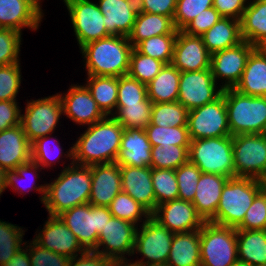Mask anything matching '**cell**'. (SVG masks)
<instances>
[{
    "label": "cell",
    "mask_w": 266,
    "mask_h": 266,
    "mask_svg": "<svg viewBox=\"0 0 266 266\" xmlns=\"http://www.w3.org/2000/svg\"><path fill=\"white\" fill-rule=\"evenodd\" d=\"M26 249V250H25ZM20 248L16 254L2 266H31V260L28 254V247Z\"/></svg>",
    "instance_id": "59"
},
{
    "label": "cell",
    "mask_w": 266,
    "mask_h": 266,
    "mask_svg": "<svg viewBox=\"0 0 266 266\" xmlns=\"http://www.w3.org/2000/svg\"><path fill=\"white\" fill-rule=\"evenodd\" d=\"M59 217L76 236L85 251H94L98 243V235L112 214L108 207L85 203L63 212Z\"/></svg>",
    "instance_id": "8"
},
{
    "label": "cell",
    "mask_w": 266,
    "mask_h": 266,
    "mask_svg": "<svg viewBox=\"0 0 266 266\" xmlns=\"http://www.w3.org/2000/svg\"><path fill=\"white\" fill-rule=\"evenodd\" d=\"M231 136L266 134V97L223 90Z\"/></svg>",
    "instance_id": "5"
},
{
    "label": "cell",
    "mask_w": 266,
    "mask_h": 266,
    "mask_svg": "<svg viewBox=\"0 0 266 266\" xmlns=\"http://www.w3.org/2000/svg\"><path fill=\"white\" fill-rule=\"evenodd\" d=\"M216 83L211 69L181 72L178 102L188 111L212 102L223 92Z\"/></svg>",
    "instance_id": "14"
},
{
    "label": "cell",
    "mask_w": 266,
    "mask_h": 266,
    "mask_svg": "<svg viewBox=\"0 0 266 266\" xmlns=\"http://www.w3.org/2000/svg\"><path fill=\"white\" fill-rule=\"evenodd\" d=\"M64 3L69 11L80 49L90 42L110 36L98 3L90 0H66Z\"/></svg>",
    "instance_id": "13"
},
{
    "label": "cell",
    "mask_w": 266,
    "mask_h": 266,
    "mask_svg": "<svg viewBox=\"0 0 266 266\" xmlns=\"http://www.w3.org/2000/svg\"><path fill=\"white\" fill-rule=\"evenodd\" d=\"M236 230H266V192L263 189L255 196Z\"/></svg>",
    "instance_id": "47"
},
{
    "label": "cell",
    "mask_w": 266,
    "mask_h": 266,
    "mask_svg": "<svg viewBox=\"0 0 266 266\" xmlns=\"http://www.w3.org/2000/svg\"><path fill=\"white\" fill-rule=\"evenodd\" d=\"M41 5L36 0H0V28L37 30L43 17Z\"/></svg>",
    "instance_id": "20"
},
{
    "label": "cell",
    "mask_w": 266,
    "mask_h": 266,
    "mask_svg": "<svg viewBox=\"0 0 266 266\" xmlns=\"http://www.w3.org/2000/svg\"><path fill=\"white\" fill-rule=\"evenodd\" d=\"M172 64L180 72L211 69V53L206 49L201 36L178 31Z\"/></svg>",
    "instance_id": "18"
},
{
    "label": "cell",
    "mask_w": 266,
    "mask_h": 266,
    "mask_svg": "<svg viewBox=\"0 0 266 266\" xmlns=\"http://www.w3.org/2000/svg\"><path fill=\"white\" fill-rule=\"evenodd\" d=\"M81 257L70 259L68 266H107L108 258L94 251H85L80 254Z\"/></svg>",
    "instance_id": "58"
},
{
    "label": "cell",
    "mask_w": 266,
    "mask_h": 266,
    "mask_svg": "<svg viewBox=\"0 0 266 266\" xmlns=\"http://www.w3.org/2000/svg\"><path fill=\"white\" fill-rule=\"evenodd\" d=\"M98 3L106 31L128 37L138 13L137 0H98Z\"/></svg>",
    "instance_id": "24"
},
{
    "label": "cell",
    "mask_w": 266,
    "mask_h": 266,
    "mask_svg": "<svg viewBox=\"0 0 266 266\" xmlns=\"http://www.w3.org/2000/svg\"><path fill=\"white\" fill-rule=\"evenodd\" d=\"M49 136H44V137H40L38 139H36L35 141H33L31 143V160H33L36 164H38L41 168L40 169H44L43 167H48V166H52V163H55L54 161H56V159H54V156H52L57 150L56 154V158L59 160L60 156H62V149L59 148L60 146H55L53 147L50 145L49 143ZM52 147H50V146ZM52 149H54V151H52ZM59 151V152H58ZM58 156V157H57ZM54 159V160H53Z\"/></svg>",
    "instance_id": "53"
},
{
    "label": "cell",
    "mask_w": 266,
    "mask_h": 266,
    "mask_svg": "<svg viewBox=\"0 0 266 266\" xmlns=\"http://www.w3.org/2000/svg\"><path fill=\"white\" fill-rule=\"evenodd\" d=\"M190 146H152L151 168L176 170L189 161Z\"/></svg>",
    "instance_id": "39"
},
{
    "label": "cell",
    "mask_w": 266,
    "mask_h": 266,
    "mask_svg": "<svg viewBox=\"0 0 266 266\" xmlns=\"http://www.w3.org/2000/svg\"><path fill=\"white\" fill-rule=\"evenodd\" d=\"M39 167L40 166L38 164H36L33 160H30L27 163H24V164L19 165L15 170L7 171L6 186L7 187H9V186L12 187V189H14L15 191L18 190L19 187H20V189L17 191V192L20 193L21 192L20 190H23V188L25 190V188H27V187H23L22 185H18L19 181H23L24 180L23 177L26 178V176H28L29 174H31V176H32V174H34V173H35L34 174L35 175L34 177L39 178L38 174L36 173L37 172L36 170H38ZM25 180H27V179H25ZM32 182H29V184L32 183V184H30L32 186H30L28 188H30L32 190L34 188L36 191H39L40 193H42V196H41L40 200L43 203L44 202V199H45V195H46V184L45 185H40V186L36 187L34 185L35 182L34 181H32ZM15 183H17V184H15ZM16 185H18V186H16ZM21 186H22V189H21Z\"/></svg>",
    "instance_id": "51"
},
{
    "label": "cell",
    "mask_w": 266,
    "mask_h": 266,
    "mask_svg": "<svg viewBox=\"0 0 266 266\" xmlns=\"http://www.w3.org/2000/svg\"><path fill=\"white\" fill-rule=\"evenodd\" d=\"M152 185L157 206L178 199V183L173 169L152 168Z\"/></svg>",
    "instance_id": "43"
},
{
    "label": "cell",
    "mask_w": 266,
    "mask_h": 266,
    "mask_svg": "<svg viewBox=\"0 0 266 266\" xmlns=\"http://www.w3.org/2000/svg\"><path fill=\"white\" fill-rule=\"evenodd\" d=\"M164 34H178L173 17L138 11L128 39L131 45L135 47L144 39Z\"/></svg>",
    "instance_id": "31"
},
{
    "label": "cell",
    "mask_w": 266,
    "mask_h": 266,
    "mask_svg": "<svg viewBox=\"0 0 266 266\" xmlns=\"http://www.w3.org/2000/svg\"><path fill=\"white\" fill-rule=\"evenodd\" d=\"M141 225V230L139 231L138 227L136 230L132 255L140 253L146 261L141 259L136 262L141 266L166 265L174 233L160 225L151 216L143 220Z\"/></svg>",
    "instance_id": "10"
},
{
    "label": "cell",
    "mask_w": 266,
    "mask_h": 266,
    "mask_svg": "<svg viewBox=\"0 0 266 266\" xmlns=\"http://www.w3.org/2000/svg\"><path fill=\"white\" fill-rule=\"evenodd\" d=\"M85 85L98 107L106 116H112L117 105L118 77L88 75Z\"/></svg>",
    "instance_id": "35"
},
{
    "label": "cell",
    "mask_w": 266,
    "mask_h": 266,
    "mask_svg": "<svg viewBox=\"0 0 266 266\" xmlns=\"http://www.w3.org/2000/svg\"><path fill=\"white\" fill-rule=\"evenodd\" d=\"M16 101H0V131L20 124L21 110Z\"/></svg>",
    "instance_id": "56"
},
{
    "label": "cell",
    "mask_w": 266,
    "mask_h": 266,
    "mask_svg": "<svg viewBox=\"0 0 266 266\" xmlns=\"http://www.w3.org/2000/svg\"><path fill=\"white\" fill-rule=\"evenodd\" d=\"M189 161L202 173L235 178L233 137L223 136L191 140Z\"/></svg>",
    "instance_id": "6"
},
{
    "label": "cell",
    "mask_w": 266,
    "mask_h": 266,
    "mask_svg": "<svg viewBox=\"0 0 266 266\" xmlns=\"http://www.w3.org/2000/svg\"><path fill=\"white\" fill-rule=\"evenodd\" d=\"M53 182L46 184L44 206L51 216L85 203L91 194V166L70 163Z\"/></svg>",
    "instance_id": "2"
},
{
    "label": "cell",
    "mask_w": 266,
    "mask_h": 266,
    "mask_svg": "<svg viewBox=\"0 0 266 266\" xmlns=\"http://www.w3.org/2000/svg\"><path fill=\"white\" fill-rule=\"evenodd\" d=\"M21 33L0 28V66L19 63Z\"/></svg>",
    "instance_id": "50"
},
{
    "label": "cell",
    "mask_w": 266,
    "mask_h": 266,
    "mask_svg": "<svg viewBox=\"0 0 266 266\" xmlns=\"http://www.w3.org/2000/svg\"><path fill=\"white\" fill-rule=\"evenodd\" d=\"M167 266H201L200 229L174 233Z\"/></svg>",
    "instance_id": "29"
},
{
    "label": "cell",
    "mask_w": 266,
    "mask_h": 266,
    "mask_svg": "<svg viewBox=\"0 0 266 266\" xmlns=\"http://www.w3.org/2000/svg\"><path fill=\"white\" fill-rule=\"evenodd\" d=\"M228 179L219 174H201L192 204L205 222H208L216 214L223 186Z\"/></svg>",
    "instance_id": "27"
},
{
    "label": "cell",
    "mask_w": 266,
    "mask_h": 266,
    "mask_svg": "<svg viewBox=\"0 0 266 266\" xmlns=\"http://www.w3.org/2000/svg\"><path fill=\"white\" fill-rule=\"evenodd\" d=\"M188 110L178 101L153 103L151 124L162 127L187 126Z\"/></svg>",
    "instance_id": "38"
},
{
    "label": "cell",
    "mask_w": 266,
    "mask_h": 266,
    "mask_svg": "<svg viewBox=\"0 0 266 266\" xmlns=\"http://www.w3.org/2000/svg\"><path fill=\"white\" fill-rule=\"evenodd\" d=\"M261 48L266 52V42L261 46Z\"/></svg>",
    "instance_id": "64"
},
{
    "label": "cell",
    "mask_w": 266,
    "mask_h": 266,
    "mask_svg": "<svg viewBox=\"0 0 266 266\" xmlns=\"http://www.w3.org/2000/svg\"><path fill=\"white\" fill-rule=\"evenodd\" d=\"M108 208L113 217L126 220L136 226L142 220V215L145 219L151 216L141 204L122 191L115 196Z\"/></svg>",
    "instance_id": "42"
},
{
    "label": "cell",
    "mask_w": 266,
    "mask_h": 266,
    "mask_svg": "<svg viewBox=\"0 0 266 266\" xmlns=\"http://www.w3.org/2000/svg\"><path fill=\"white\" fill-rule=\"evenodd\" d=\"M29 243L28 254L31 266H68L70 258L53 251L47 250L34 240Z\"/></svg>",
    "instance_id": "52"
},
{
    "label": "cell",
    "mask_w": 266,
    "mask_h": 266,
    "mask_svg": "<svg viewBox=\"0 0 266 266\" xmlns=\"http://www.w3.org/2000/svg\"><path fill=\"white\" fill-rule=\"evenodd\" d=\"M235 177L262 180L266 176V134L233 136Z\"/></svg>",
    "instance_id": "9"
},
{
    "label": "cell",
    "mask_w": 266,
    "mask_h": 266,
    "mask_svg": "<svg viewBox=\"0 0 266 266\" xmlns=\"http://www.w3.org/2000/svg\"><path fill=\"white\" fill-rule=\"evenodd\" d=\"M133 48L128 37L117 35L84 45L80 50L85 59L87 75L120 77L128 74Z\"/></svg>",
    "instance_id": "3"
},
{
    "label": "cell",
    "mask_w": 266,
    "mask_h": 266,
    "mask_svg": "<svg viewBox=\"0 0 266 266\" xmlns=\"http://www.w3.org/2000/svg\"><path fill=\"white\" fill-rule=\"evenodd\" d=\"M221 18L220 13L214 7H210L192 19L182 31L189 35L201 36Z\"/></svg>",
    "instance_id": "54"
},
{
    "label": "cell",
    "mask_w": 266,
    "mask_h": 266,
    "mask_svg": "<svg viewBox=\"0 0 266 266\" xmlns=\"http://www.w3.org/2000/svg\"><path fill=\"white\" fill-rule=\"evenodd\" d=\"M22 228L8 222L0 220V266L9 262V260L22 248L27 242L22 243L24 236Z\"/></svg>",
    "instance_id": "44"
},
{
    "label": "cell",
    "mask_w": 266,
    "mask_h": 266,
    "mask_svg": "<svg viewBox=\"0 0 266 266\" xmlns=\"http://www.w3.org/2000/svg\"><path fill=\"white\" fill-rule=\"evenodd\" d=\"M151 217L173 233L201 229L205 223L192 202L179 198L158 205Z\"/></svg>",
    "instance_id": "17"
},
{
    "label": "cell",
    "mask_w": 266,
    "mask_h": 266,
    "mask_svg": "<svg viewBox=\"0 0 266 266\" xmlns=\"http://www.w3.org/2000/svg\"><path fill=\"white\" fill-rule=\"evenodd\" d=\"M261 181L263 185V190L266 192V176Z\"/></svg>",
    "instance_id": "63"
},
{
    "label": "cell",
    "mask_w": 266,
    "mask_h": 266,
    "mask_svg": "<svg viewBox=\"0 0 266 266\" xmlns=\"http://www.w3.org/2000/svg\"><path fill=\"white\" fill-rule=\"evenodd\" d=\"M124 128L113 117L89 125L65 156L73 163L92 166L116 162Z\"/></svg>",
    "instance_id": "1"
},
{
    "label": "cell",
    "mask_w": 266,
    "mask_h": 266,
    "mask_svg": "<svg viewBox=\"0 0 266 266\" xmlns=\"http://www.w3.org/2000/svg\"><path fill=\"white\" fill-rule=\"evenodd\" d=\"M60 97L63 113L76 124L89 126L106 117L85 85H71L68 93Z\"/></svg>",
    "instance_id": "21"
},
{
    "label": "cell",
    "mask_w": 266,
    "mask_h": 266,
    "mask_svg": "<svg viewBox=\"0 0 266 266\" xmlns=\"http://www.w3.org/2000/svg\"><path fill=\"white\" fill-rule=\"evenodd\" d=\"M238 260L249 266L266 264V230H237Z\"/></svg>",
    "instance_id": "34"
},
{
    "label": "cell",
    "mask_w": 266,
    "mask_h": 266,
    "mask_svg": "<svg viewBox=\"0 0 266 266\" xmlns=\"http://www.w3.org/2000/svg\"><path fill=\"white\" fill-rule=\"evenodd\" d=\"M122 191L120 165L116 162L91 166V194L89 204L108 207Z\"/></svg>",
    "instance_id": "22"
},
{
    "label": "cell",
    "mask_w": 266,
    "mask_h": 266,
    "mask_svg": "<svg viewBox=\"0 0 266 266\" xmlns=\"http://www.w3.org/2000/svg\"><path fill=\"white\" fill-rule=\"evenodd\" d=\"M44 225L42 231L33 239L41 247L70 259L85 252L76 236L59 216L49 215Z\"/></svg>",
    "instance_id": "19"
},
{
    "label": "cell",
    "mask_w": 266,
    "mask_h": 266,
    "mask_svg": "<svg viewBox=\"0 0 266 266\" xmlns=\"http://www.w3.org/2000/svg\"><path fill=\"white\" fill-rule=\"evenodd\" d=\"M136 230L135 224L112 216L98 235L94 252L108 259L125 258V254L132 256Z\"/></svg>",
    "instance_id": "16"
},
{
    "label": "cell",
    "mask_w": 266,
    "mask_h": 266,
    "mask_svg": "<svg viewBox=\"0 0 266 266\" xmlns=\"http://www.w3.org/2000/svg\"><path fill=\"white\" fill-rule=\"evenodd\" d=\"M187 126L191 140L231 136L223 92L216 100L188 111Z\"/></svg>",
    "instance_id": "12"
},
{
    "label": "cell",
    "mask_w": 266,
    "mask_h": 266,
    "mask_svg": "<svg viewBox=\"0 0 266 266\" xmlns=\"http://www.w3.org/2000/svg\"><path fill=\"white\" fill-rule=\"evenodd\" d=\"M20 84V63L0 66V101H16Z\"/></svg>",
    "instance_id": "49"
},
{
    "label": "cell",
    "mask_w": 266,
    "mask_h": 266,
    "mask_svg": "<svg viewBox=\"0 0 266 266\" xmlns=\"http://www.w3.org/2000/svg\"><path fill=\"white\" fill-rule=\"evenodd\" d=\"M177 0H137L138 11L174 17Z\"/></svg>",
    "instance_id": "55"
},
{
    "label": "cell",
    "mask_w": 266,
    "mask_h": 266,
    "mask_svg": "<svg viewBox=\"0 0 266 266\" xmlns=\"http://www.w3.org/2000/svg\"><path fill=\"white\" fill-rule=\"evenodd\" d=\"M176 37L177 34L153 36L142 40L135 48L144 55L158 59L165 64H171Z\"/></svg>",
    "instance_id": "40"
},
{
    "label": "cell",
    "mask_w": 266,
    "mask_h": 266,
    "mask_svg": "<svg viewBox=\"0 0 266 266\" xmlns=\"http://www.w3.org/2000/svg\"><path fill=\"white\" fill-rule=\"evenodd\" d=\"M145 266H167V265H145Z\"/></svg>",
    "instance_id": "65"
},
{
    "label": "cell",
    "mask_w": 266,
    "mask_h": 266,
    "mask_svg": "<svg viewBox=\"0 0 266 266\" xmlns=\"http://www.w3.org/2000/svg\"><path fill=\"white\" fill-rule=\"evenodd\" d=\"M146 98V84L128 74L118 77L117 105L141 104Z\"/></svg>",
    "instance_id": "45"
},
{
    "label": "cell",
    "mask_w": 266,
    "mask_h": 266,
    "mask_svg": "<svg viewBox=\"0 0 266 266\" xmlns=\"http://www.w3.org/2000/svg\"><path fill=\"white\" fill-rule=\"evenodd\" d=\"M36 1H37L39 4L41 3V2H40L41 0H36ZM65 1H66V0H63V2H65Z\"/></svg>",
    "instance_id": "66"
},
{
    "label": "cell",
    "mask_w": 266,
    "mask_h": 266,
    "mask_svg": "<svg viewBox=\"0 0 266 266\" xmlns=\"http://www.w3.org/2000/svg\"><path fill=\"white\" fill-rule=\"evenodd\" d=\"M164 65L162 61L144 55L134 47L130 55L128 75L147 85L159 74Z\"/></svg>",
    "instance_id": "41"
},
{
    "label": "cell",
    "mask_w": 266,
    "mask_h": 266,
    "mask_svg": "<svg viewBox=\"0 0 266 266\" xmlns=\"http://www.w3.org/2000/svg\"><path fill=\"white\" fill-rule=\"evenodd\" d=\"M210 7H213V0H177L173 17L176 29L182 30L198 14Z\"/></svg>",
    "instance_id": "48"
},
{
    "label": "cell",
    "mask_w": 266,
    "mask_h": 266,
    "mask_svg": "<svg viewBox=\"0 0 266 266\" xmlns=\"http://www.w3.org/2000/svg\"><path fill=\"white\" fill-rule=\"evenodd\" d=\"M31 160V143L21 124L0 131V167L15 170Z\"/></svg>",
    "instance_id": "25"
},
{
    "label": "cell",
    "mask_w": 266,
    "mask_h": 266,
    "mask_svg": "<svg viewBox=\"0 0 266 266\" xmlns=\"http://www.w3.org/2000/svg\"><path fill=\"white\" fill-rule=\"evenodd\" d=\"M175 173L179 189L178 198L192 202L202 174L201 170L195 164L188 161L178 167Z\"/></svg>",
    "instance_id": "46"
},
{
    "label": "cell",
    "mask_w": 266,
    "mask_h": 266,
    "mask_svg": "<svg viewBox=\"0 0 266 266\" xmlns=\"http://www.w3.org/2000/svg\"><path fill=\"white\" fill-rule=\"evenodd\" d=\"M240 19L242 39L255 47L266 42V0L247 2Z\"/></svg>",
    "instance_id": "30"
},
{
    "label": "cell",
    "mask_w": 266,
    "mask_h": 266,
    "mask_svg": "<svg viewBox=\"0 0 266 266\" xmlns=\"http://www.w3.org/2000/svg\"><path fill=\"white\" fill-rule=\"evenodd\" d=\"M181 72L171 63L165 64L159 74L147 85V97L152 103L178 101Z\"/></svg>",
    "instance_id": "33"
},
{
    "label": "cell",
    "mask_w": 266,
    "mask_h": 266,
    "mask_svg": "<svg viewBox=\"0 0 266 266\" xmlns=\"http://www.w3.org/2000/svg\"><path fill=\"white\" fill-rule=\"evenodd\" d=\"M206 49L214 52L233 47L243 41L240 21L222 17L209 30L201 35Z\"/></svg>",
    "instance_id": "32"
},
{
    "label": "cell",
    "mask_w": 266,
    "mask_h": 266,
    "mask_svg": "<svg viewBox=\"0 0 266 266\" xmlns=\"http://www.w3.org/2000/svg\"><path fill=\"white\" fill-rule=\"evenodd\" d=\"M129 260L127 258H121V259H109L107 266H141L136 261L133 263H129Z\"/></svg>",
    "instance_id": "60"
},
{
    "label": "cell",
    "mask_w": 266,
    "mask_h": 266,
    "mask_svg": "<svg viewBox=\"0 0 266 266\" xmlns=\"http://www.w3.org/2000/svg\"><path fill=\"white\" fill-rule=\"evenodd\" d=\"M201 266H231L238 261L237 230L205 222L200 229Z\"/></svg>",
    "instance_id": "7"
},
{
    "label": "cell",
    "mask_w": 266,
    "mask_h": 266,
    "mask_svg": "<svg viewBox=\"0 0 266 266\" xmlns=\"http://www.w3.org/2000/svg\"><path fill=\"white\" fill-rule=\"evenodd\" d=\"M263 189L262 181L254 178H229L223 186L216 214L208 221L237 228L243 221L255 196Z\"/></svg>",
    "instance_id": "4"
},
{
    "label": "cell",
    "mask_w": 266,
    "mask_h": 266,
    "mask_svg": "<svg viewBox=\"0 0 266 266\" xmlns=\"http://www.w3.org/2000/svg\"><path fill=\"white\" fill-rule=\"evenodd\" d=\"M122 192L127 193L150 214L157 207L151 167L120 166Z\"/></svg>",
    "instance_id": "23"
},
{
    "label": "cell",
    "mask_w": 266,
    "mask_h": 266,
    "mask_svg": "<svg viewBox=\"0 0 266 266\" xmlns=\"http://www.w3.org/2000/svg\"><path fill=\"white\" fill-rule=\"evenodd\" d=\"M152 104L147 97L141 104L116 105L115 112L112 116L125 129H145L151 122Z\"/></svg>",
    "instance_id": "36"
},
{
    "label": "cell",
    "mask_w": 266,
    "mask_h": 266,
    "mask_svg": "<svg viewBox=\"0 0 266 266\" xmlns=\"http://www.w3.org/2000/svg\"><path fill=\"white\" fill-rule=\"evenodd\" d=\"M255 48V46L243 40L233 47L211 54V71L214 80L225 79V83L222 82L221 89H231L238 84L247 59Z\"/></svg>",
    "instance_id": "15"
},
{
    "label": "cell",
    "mask_w": 266,
    "mask_h": 266,
    "mask_svg": "<svg viewBox=\"0 0 266 266\" xmlns=\"http://www.w3.org/2000/svg\"><path fill=\"white\" fill-rule=\"evenodd\" d=\"M231 266H249V265L246 262H242L238 260L235 264Z\"/></svg>",
    "instance_id": "62"
},
{
    "label": "cell",
    "mask_w": 266,
    "mask_h": 266,
    "mask_svg": "<svg viewBox=\"0 0 266 266\" xmlns=\"http://www.w3.org/2000/svg\"><path fill=\"white\" fill-rule=\"evenodd\" d=\"M144 131L152 146H190L188 126L162 127L149 123Z\"/></svg>",
    "instance_id": "37"
},
{
    "label": "cell",
    "mask_w": 266,
    "mask_h": 266,
    "mask_svg": "<svg viewBox=\"0 0 266 266\" xmlns=\"http://www.w3.org/2000/svg\"><path fill=\"white\" fill-rule=\"evenodd\" d=\"M62 114L64 115L60 94L27 102L20 124L28 141L32 143L52 134Z\"/></svg>",
    "instance_id": "11"
},
{
    "label": "cell",
    "mask_w": 266,
    "mask_h": 266,
    "mask_svg": "<svg viewBox=\"0 0 266 266\" xmlns=\"http://www.w3.org/2000/svg\"><path fill=\"white\" fill-rule=\"evenodd\" d=\"M151 149L152 144L144 129L124 128L116 163L120 166L150 167Z\"/></svg>",
    "instance_id": "26"
},
{
    "label": "cell",
    "mask_w": 266,
    "mask_h": 266,
    "mask_svg": "<svg viewBox=\"0 0 266 266\" xmlns=\"http://www.w3.org/2000/svg\"><path fill=\"white\" fill-rule=\"evenodd\" d=\"M7 171L0 167V196L2 192L7 188L6 186Z\"/></svg>",
    "instance_id": "61"
},
{
    "label": "cell",
    "mask_w": 266,
    "mask_h": 266,
    "mask_svg": "<svg viewBox=\"0 0 266 266\" xmlns=\"http://www.w3.org/2000/svg\"><path fill=\"white\" fill-rule=\"evenodd\" d=\"M247 0H213V7L224 18L241 19Z\"/></svg>",
    "instance_id": "57"
},
{
    "label": "cell",
    "mask_w": 266,
    "mask_h": 266,
    "mask_svg": "<svg viewBox=\"0 0 266 266\" xmlns=\"http://www.w3.org/2000/svg\"><path fill=\"white\" fill-rule=\"evenodd\" d=\"M234 89L245 95L266 97V52L261 47L250 53Z\"/></svg>",
    "instance_id": "28"
}]
</instances>
